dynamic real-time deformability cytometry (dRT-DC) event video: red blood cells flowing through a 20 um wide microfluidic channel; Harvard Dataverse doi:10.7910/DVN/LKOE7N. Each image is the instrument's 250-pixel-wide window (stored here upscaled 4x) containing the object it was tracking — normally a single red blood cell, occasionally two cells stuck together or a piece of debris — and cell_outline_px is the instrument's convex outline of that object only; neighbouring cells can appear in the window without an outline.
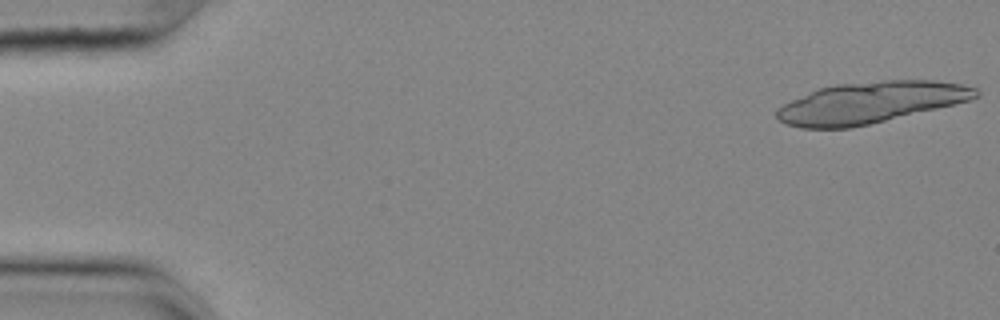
{"species": "common noctule bat (a hibernating species)", "species_latin": "Nyctalus noctula", "temperature_condition": "cold", "stored_images_in_passage": 19, "camera_frame_rate_fps": 3000, "um_per_image_px": 0.085, "animal": {"sex": "female", "body_mass_g": 25.1}, "frame": {"image": 1, "passage_image": 1, "time_ms": 0.0, "image_size_px": [1000, 320], "cell_outline_px": [[980, 96], [968, 100], [936, 108], [852, 128], [800, 128], [784, 124], [776, 120], [776, 108], [792, 100], [820, 88], [836, 84], [884, 80], [932, 80], [960, 84], [976, 88], [980, 92]], "centroid_in_image_um": [73.93, 8.72], "position_along_channel_um": 11.1, "area_um2": 47.57}}